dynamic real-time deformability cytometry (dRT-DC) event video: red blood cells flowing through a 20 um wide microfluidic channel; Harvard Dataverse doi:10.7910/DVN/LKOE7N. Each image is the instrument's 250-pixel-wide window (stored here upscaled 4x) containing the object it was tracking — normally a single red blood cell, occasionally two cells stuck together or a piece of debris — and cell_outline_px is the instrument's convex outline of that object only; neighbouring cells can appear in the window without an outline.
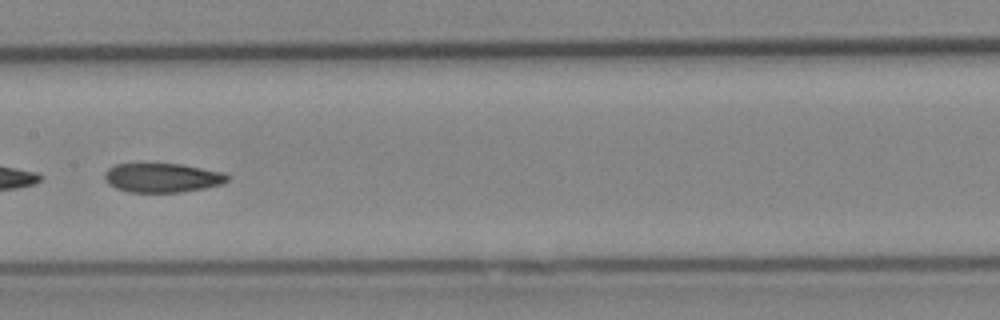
{"species": "Egyptian fruit bat (a non-hibernating species)", "species_latin": "Rousettus aegyptiacus", "temperature_condition": "cold", "stored_images_in_passage": 42, "camera_frame_rate_fps": 3000, "um_per_image_px": 0.085, "animal": {"sex": "female"}, "frame": {"image": 1, "passage_image": 18, "time_ms": 5.667, "image_size_px": [1000, 320], "cell_outline_px": [[228, 180], [220, 184], [204, 188], [180, 192], [128, 192], [116, 188], [108, 184], [104, 180], [104, 172], [108, 168], [116, 164], [180, 164], [224, 172], [228, 176]], "centroid_in_image_um": [13.75, 15.11], "position_along_channel_um": 193.6, "area_um2": 20.81}}
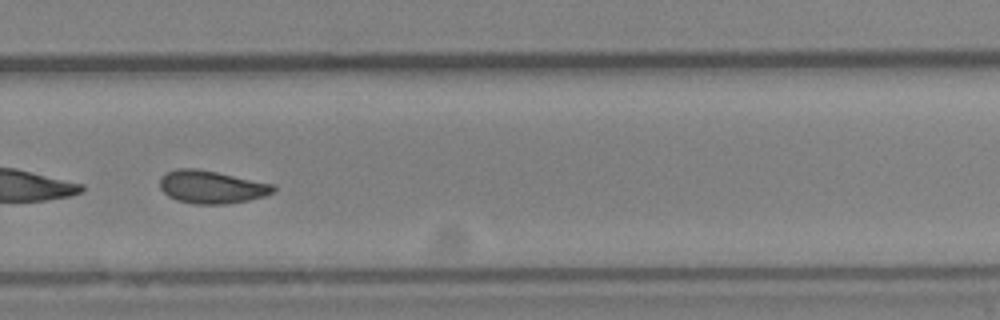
{"frame": {"image": 2, "passage_image": 27, "time_ms": 8.667, "image_size_px": [1000, 320], "cell_outline_px": [[276, 188], [272, 192], [264, 196], [248, 200], [224, 204], [192, 204], [176, 200], [168, 196], [160, 188], [160, 176], [176, 168], [196, 168], [276, 184]], "centroid_in_image_um": [17.97, 15.89], "position_along_channel_um": 311.8, "area_um2": 21.79}}
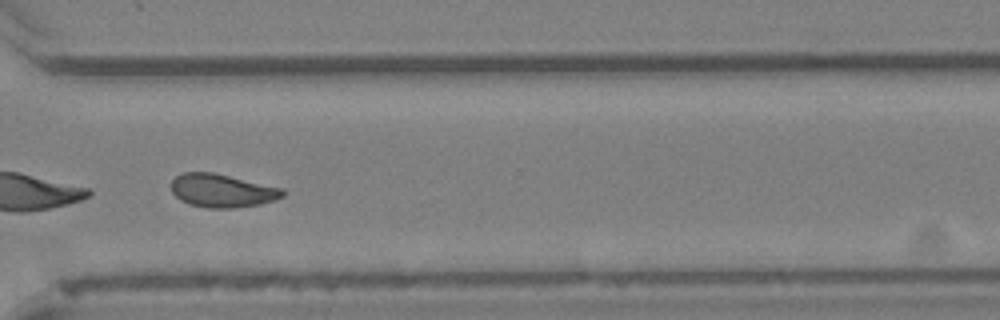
{"frame": {"image": 3, "passage_image": 30, "time_ms": 9.667, "image_size_px": [1000, 320], "cell_outline_px": [[284, 196], [260, 204], [232, 208], [208, 208], [188, 204], [180, 200], [172, 192], [172, 180], [176, 176], [184, 172], [212, 172], [284, 188]], "centroid_in_image_um": [18.87, 16.2], "position_along_channel_um": 351.7, "area_um2": 21.56}, "authors_computed_cell_mechanics": {"area_um2": 22.2819, "velocity_mm_per_s": 3.9396, "shape_relaxation_time_tau1_ms": null, "shape_relaxation_time_tau2_ms": 3.7221, "deformation_change_tau1": null, "deformation_change_tau2": 0.0812}}